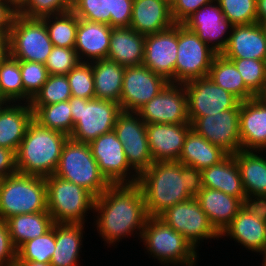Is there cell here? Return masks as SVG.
I'll return each mask as SVG.
<instances>
[{
    "mask_svg": "<svg viewBox=\"0 0 266 266\" xmlns=\"http://www.w3.org/2000/svg\"><path fill=\"white\" fill-rule=\"evenodd\" d=\"M182 24L194 31L217 54L225 49L233 27L216 0L200 7Z\"/></svg>",
    "mask_w": 266,
    "mask_h": 266,
    "instance_id": "obj_19",
    "label": "cell"
},
{
    "mask_svg": "<svg viewBox=\"0 0 266 266\" xmlns=\"http://www.w3.org/2000/svg\"><path fill=\"white\" fill-rule=\"evenodd\" d=\"M231 60L246 85V87L257 97L266 87V60L226 58Z\"/></svg>",
    "mask_w": 266,
    "mask_h": 266,
    "instance_id": "obj_41",
    "label": "cell"
},
{
    "mask_svg": "<svg viewBox=\"0 0 266 266\" xmlns=\"http://www.w3.org/2000/svg\"><path fill=\"white\" fill-rule=\"evenodd\" d=\"M114 131L122 142L130 167L138 175L154 163L148 144L146 124L137 112L122 111L116 119Z\"/></svg>",
    "mask_w": 266,
    "mask_h": 266,
    "instance_id": "obj_13",
    "label": "cell"
},
{
    "mask_svg": "<svg viewBox=\"0 0 266 266\" xmlns=\"http://www.w3.org/2000/svg\"><path fill=\"white\" fill-rule=\"evenodd\" d=\"M264 153L266 151L239 150L233 154L249 203H260L266 198V157H263Z\"/></svg>",
    "mask_w": 266,
    "mask_h": 266,
    "instance_id": "obj_27",
    "label": "cell"
},
{
    "mask_svg": "<svg viewBox=\"0 0 266 266\" xmlns=\"http://www.w3.org/2000/svg\"><path fill=\"white\" fill-rule=\"evenodd\" d=\"M94 213L93 225L108 247L128 236L140 240L149 217L142 190L137 183L111 184L95 198Z\"/></svg>",
    "mask_w": 266,
    "mask_h": 266,
    "instance_id": "obj_1",
    "label": "cell"
},
{
    "mask_svg": "<svg viewBox=\"0 0 266 266\" xmlns=\"http://www.w3.org/2000/svg\"><path fill=\"white\" fill-rule=\"evenodd\" d=\"M259 204L262 207V209L264 210L265 216H266V198H264Z\"/></svg>",
    "mask_w": 266,
    "mask_h": 266,
    "instance_id": "obj_57",
    "label": "cell"
},
{
    "mask_svg": "<svg viewBox=\"0 0 266 266\" xmlns=\"http://www.w3.org/2000/svg\"><path fill=\"white\" fill-rule=\"evenodd\" d=\"M16 172L15 153L10 149L0 147V180Z\"/></svg>",
    "mask_w": 266,
    "mask_h": 266,
    "instance_id": "obj_51",
    "label": "cell"
},
{
    "mask_svg": "<svg viewBox=\"0 0 266 266\" xmlns=\"http://www.w3.org/2000/svg\"><path fill=\"white\" fill-rule=\"evenodd\" d=\"M239 117L240 103L234 109L197 117L191 125L208 142L220 147L227 154H234L241 150Z\"/></svg>",
    "mask_w": 266,
    "mask_h": 266,
    "instance_id": "obj_17",
    "label": "cell"
},
{
    "mask_svg": "<svg viewBox=\"0 0 266 266\" xmlns=\"http://www.w3.org/2000/svg\"><path fill=\"white\" fill-rule=\"evenodd\" d=\"M226 236V237H225ZM259 255L266 248V216L259 203H246L220 234Z\"/></svg>",
    "mask_w": 266,
    "mask_h": 266,
    "instance_id": "obj_16",
    "label": "cell"
},
{
    "mask_svg": "<svg viewBox=\"0 0 266 266\" xmlns=\"http://www.w3.org/2000/svg\"><path fill=\"white\" fill-rule=\"evenodd\" d=\"M94 78L95 98L120 104L125 66L109 59L91 62Z\"/></svg>",
    "mask_w": 266,
    "mask_h": 266,
    "instance_id": "obj_34",
    "label": "cell"
},
{
    "mask_svg": "<svg viewBox=\"0 0 266 266\" xmlns=\"http://www.w3.org/2000/svg\"><path fill=\"white\" fill-rule=\"evenodd\" d=\"M17 13L18 11L7 0H0V38L5 42Z\"/></svg>",
    "mask_w": 266,
    "mask_h": 266,
    "instance_id": "obj_50",
    "label": "cell"
},
{
    "mask_svg": "<svg viewBox=\"0 0 266 266\" xmlns=\"http://www.w3.org/2000/svg\"><path fill=\"white\" fill-rule=\"evenodd\" d=\"M144 48V35L130 27H113L107 59L125 67L142 65Z\"/></svg>",
    "mask_w": 266,
    "mask_h": 266,
    "instance_id": "obj_31",
    "label": "cell"
},
{
    "mask_svg": "<svg viewBox=\"0 0 266 266\" xmlns=\"http://www.w3.org/2000/svg\"><path fill=\"white\" fill-rule=\"evenodd\" d=\"M18 61L24 88V103H30L47 81L49 74L43 63Z\"/></svg>",
    "mask_w": 266,
    "mask_h": 266,
    "instance_id": "obj_44",
    "label": "cell"
},
{
    "mask_svg": "<svg viewBox=\"0 0 266 266\" xmlns=\"http://www.w3.org/2000/svg\"><path fill=\"white\" fill-rule=\"evenodd\" d=\"M48 211L44 177L16 172L0 180V219Z\"/></svg>",
    "mask_w": 266,
    "mask_h": 266,
    "instance_id": "obj_5",
    "label": "cell"
},
{
    "mask_svg": "<svg viewBox=\"0 0 266 266\" xmlns=\"http://www.w3.org/2000/svg\"><path fill=\"white\" fill-rule=\"evenodd\" d=\"M47 28L53 46L74 48L78 17L72 12L41 18Z\"/></svg>",
    "mask_w": 266,
    "mask_h": 266,
    "instance_id": "obj_39",
    "label": "cell"
},
{
    "mask_svg": "<svg viewBox=\"0 0 266 266\" xmlns=\"http://www.w3.org/2000/svg\"><path fill=\"white\" fill-rule=\"evenodd\" d=\"M17 249L11 240L6 220L0 219V266H15Z\"/></svg>",
    "mask_w": 266,
    "mask_h": 266,
    "instance_id": "obj_49",
    "label": "cell"
},
{
    "mask_svg": "<svg viewBox=\"0 0 266 266\" xmlns=\"http://www.w3.org/2000/svg\"><path fill=\"white\" fill-rule=\"evenodd\" d=\"M177 48L175 83L184 84L208 76L217 53L183 24H178Z\"/></svg>",
    "mask_w": 266,
    "mask_h": 266,
    "instance_id": "obj_10",
    "label": "cell"
},
{
    "mask_svg": "<svg viewBox=\"0 0 266 266\" xmlns=\"http://www.w3.org/2000/svg\"><path fill=\"white\" fill-rule=\"evenodd\" d=\"M55 251V223L44 235L29 240L17 249L16 261L50 263Z\"/></svg>",
    "mask_w": 266,
    "mask_h": 266,
    "instance_id": "obj_40",
    "label": "cell"
},
{
    "mask_svg": "<svg viewBox=\"0 0 266 266\" xmlns=\"http://www.w3.org/2000/svg\"><path fill=\"white\" fill-rule=\"evenodd\" d=\"M52 48L53 43L42 19L16 14L6 42V51L12 57L45 64Z\"/></svg>",
    "mask_w": 266,
    "mask_h": 266,
    "instance_id": "obj_9",
    "label": "cell"
},
{
    "mask_svg": "<svg viewBox=\"0 0 266 266\" xmlns=\"http://www.w3.org/2000/svg\"><path fill=\"white\" fill-rule=\"evenodd\" d=\"M171 5L168 0H134L130 28L146 36L173 27Z\"/></svg>",
    "mask_w": 266,
    "mask_h": 266,
    "instance_id": "obj_25",
    "label": "cell"
},
{
    "mask_svg": "<svg viewBox=\"0 0 266 266\" xmlns=\"http://www.w3.org/2000/svg\"><path fill=\"white\" fill-rule=\"evenodd\" d=\"M224 16L235 25L257 23V0H216Z\"/></svg>",
    "mask_w": 266,
    "mask_h": 266,
    "instance_id": "obj_43",
    "label": "cell"
},
{
    "mask_svg": "<svg viewBox=\"0 0 266 266\" xmlns=\"http://www.w3.org/2000/svg\"><path fill=\"white\" fill-rule=\"evenodd\" d=\"M68 138L67 134L45 128L33 119L15 154L17 172L44 178L53 175Z\"/></svg>",
    "mask_w": 266,
    "mask_h": 266,
    "instance_id": "obj_3",
    "label": "cell"
},
{
    "mask_svg": "<svg viewBox=\"0 0 266 266\" xmlns=\"http://www.w3.org/2000/svg\"><path fill=\"white\" fill-rule=\"evenodd\" d=\"M260 255H262V257H263L261 265L266 266V248Z\"/></svg>",
    "mask_w": 266,
    "mask_h": 266,
    "instance_id": "obj_56",
    "label": "cell"
},
{
    "mask_svg": "<svg viewBox=\"0 0 266 266\" xmlns=\"http://www.w3.org/2000/svg\"><path fill=\"white\" fill-rule=\"evenodd\" d=\"M15 266H52L50 263L36 261H16Z\"/></svg>",
    "mask_w": 266,
    "mask_h": 266,
    "instance_id": "obj_53",
    "label": "cell"
},
{
    "mask_svg": "<svg viewBox=\"0 0 266 266\" xmlns=\"http://www.w3.org/2000/svg\"><path fill=\"white\" fill-rule=\"evenodd\" d=\"M178 24L145 36L143 65L155 74L175 83V64L178 51Z\"/></svg>",
    "mask_w": 266,
    "mask_h": 266,
    "instance_id": "obj_20",
    "label": "cell"
},
{
    "mask_svg": "<svg viewBox=\"0 0 266 266\" xmlns=\"http://www.w3.org/2000/svg\"><path fill=\"white\" fill-rule=\"evenodd\" d=\"M258 21H266V0H257Z\"/></svg>",
    "mask_w": 266,
    "mask_h": 266,
    "instance_id": "obj_52",
    "label": "cell"
},
{
    "mask_svg": "<svg viewBox=\"0 0 266 266\" xmlns=\"http://www.w3.org/2000/svg\"><path fill=\"white\" fill-rule=\"evenodd\" d=\"M137 184L142 190L148 216L195 198L203 188L201 170L177 161L154 162L142 172Z\"/></svg>",
    "mask_w": 266,
    "mask_h": 266,
    "instance_id": "obj_2",
    "label": "cell"
},
{
    "mask_svg": "<svg viewBox=\"0 0 266 266\" xmlns=\"http://www.w3.org/2000/svg\"><path fill=\"white\" fill-rule=\"evenodd\" d=\"M134 0H73L72 12L79 18L111 27H130Z\"/></svg>",
    "mask_w": 266,
    "mask_h": 266,
    "instance_id": "obj_21",
    "label": "cell"
},
{
    "mask_svg": "<svg viewBox=\"0 0 266 266\" xmlns=\"http://www.w3.org/2000/svg\"><path fill=\"white\" fill-rule=\"evenodd\" d=\"M66 76L71 88L72 97L95 98L91 62H79Z\"/></svg>",
    "mask_w": 266,
    "mask_h": 266,
    "instance_id": "obj_45",
    "label": "cell"
},
{
    "mask_svg": "<svg viewBox=\"0 0 266 266\" xmlns=\"http://www.w3.org/2000/svg\"><path fill=\"white\" fill-rule=\"evenodd\" d=\"M73 0H28L18 11L26 18H43L72 10Z\"/></svg>",
    "mask_w": 266,
    "mask_h": 266,
    "instance_id": "obj_46",
    "label": "cell"
},
{
    "mask_svg": "<svg viewBox=\"0 0 266 266\" xmlns=\"http://www.w3.org/2000/svg\"><path fill=\"white\" fill-rule=\"evenodd\" d=\"M112 28L107 24L78 18L74 49L80 62L107 58Z\"/></svg>",
    "mask_w": 266,
    "mask_h": 266,
    "instance_id": "obj_26",
    "label": "cell"
},
{
    "mask_svg": "<svg viewBox=\"0 0 266 266\" xmlns=\"http://www.w3.org/2000/svg\"><path fill=\"white\" fill-rule=\"evenodd\" d=\"M184 86L188 98L190 123L197 117L234 109L240 103L234 95L218 86L208 76L188 81Z\"/></svg>",
    "mask_w": 266,
    "mask_h": 266,
    "instance_id": "obj_14",
    "label": "cell"
},
{
    "mask_svg": "<svg viewBox=\"0 0 266 266\" xmlns=\"http://www.w3.org/2000/svg\"><path fill=\"white\" fill-rule=\"evenodd\" d=\"M6 52V42L0 38V57Z\"/></svg>",
    "mask_w": 266,
    "mask_h": 266,
    "instance_id": "obj_55",
    "label": "cell"
},
{
    "mask_svg": "<svg viewBox=\"0 0 266 266\" xmlns=\"http://www.w3.org/2000/svg\"><path fill=\"white\" fill-rule=\"evenodd\" d=\"M45 181L47 209L53 222L87 223V213L94 211L95 197L79 185L54 174L46 177Z\"/></svg>",
    "mask_w": 266,
    "mask_h": 266,
    "instance_id": "obj_8",
    "label": "cell"
},
{
    "mask_svg": "<svg viewBox=\"0 0 266 266\" xmlns=\"http://www.w3.org/2000/svg\"><path fill=\"white\" fill-rule=\"evenodd\" d=\"M169 82L142 65L127 66L123 76L120 106L122 111L137 112L158 95Z\"/></svg>",
    "mask_w": 266,
    "mask_h": 266,
    "instance_id": "obj_18",
    "label": "cell"
},
{
    "mask_svg": "<svg viewBox=\"0 0 266 266\" xmlns=\"http://www.w3.org/2000/svg\"><path fill=\"white\" fill-rule=\"evenodd\" d=\"M54 175L79 185L95 198L111 185L101 173L89 144L77 142L71 138H68L63 145Z\"/></svg>",
    "mask_w": 266,
    "mask_h": 266,
    "instance_id": "obj_6",
    "label": "cell"
},
{
    "mask_svg": "<svg viewBox=\"0 0 266 266\" xmlns=\"http://www.w3.org/2000/svg\"><path fill=\"white\" fill-rule=\"evenodd\" d=\"M260 97L266 101V87L264 89V92L260 95Z\"/></svg>",
    "mask_w": 266,
    "mask_h": 266,
    "instance_id": "obj_58",
    "label": "cell"
},
{
    "mask_svg": "<svg viewBox=\"0 0 266 266\" xmlns=\"http://www.w3.org/2000/svg\"><path fill=\"white\" fill-rule=\"evenodd\" d=\"M215 0H171V14L176 24H182L189 16L200 7Z\"/></svg>",
    "mask_w": 266,
    "mask_h": 266,
    "instance_id": "obj_48",
    "label": "cell"
},
{
    "mask_svg": "<svg viewBox=\"0 0 266 266\" xmlns=\"http://www.w3.org/2000/svg\"><path fill=\"white\" fill-rule=\"evenodd\" d=\"M69 104L74 124L69 138L86 144L114 130L116 119L122 112L119 103L98 98L71 97Z\"/></svg>",
    "mask_w": 266,
    "mask_h": 266,
    "instance_id": "obj_7",
    "label": "cell"
},
{
    "mask_svg": "<svg viewBox=\"0 0 266 266\" xmlns=\"http://www.w3.org/2000/svg\"><path fill=\"white\" fill-rule=\"evenodd\" d=\"M208 77L240 102L256 97L245 85L235 64L221 54H217L211 64Z\"/></svg>",
    "mask_w": 266,
    "mask_h": 266,
    "instance_id": "obj_36",
    "label": "cell"
},
{
    "mask_svg": "<svg viewBox=\"0 0 266 266\" xmlns=\"http://www.w3.org/2000/svg\"><path fill=\"white\" fill-rule=\"evenodd\" d=\"M191 128V123L146 124V134L153 161H178L185 137Z\"/></svg>",
    "mask_w": 266,
    "mask_h": 266,
    "instance_id": "obj_22",
    "label": "cell"
},
{
    "mask_svg": "<svg viewBox=\"0 0 266 266\" xmlns=\"http://www.w3.org/2000/svg\"><path fill=\"white\" fill-rule=\"evenodd\" d=\"M79 62L74 48L53 46L45 66L49 75H67Z\"/></svg>",
    "mask_w": 266,
    "mask_h": 266,
    "instance_id": "obj_47",
    "label": "cell"
},
{
    "mask_svg": "<svg viewBox=\"0 0 266 266\" xmlns=\"http://www.w3.org/2000/svg\"><path fill=\"white\" fill-rule=\"evenodd\" d=\"M140 242L150 257L165 266H196L198 251L158 216H149ZM157 259V260H156Z\"/></svg>",
    "mask_w": 266,
    "mask_h": 266,
    "instance_id": "obj_4",
    "label": "cell"
},
{
    "mask_svg": "<svg viewBox=\"0 0 266 266\" xmlns=\"http://www.w3.org/2000/svg\"><path fill=\"white\" fill-rule=\"evenodd\" d=\"M158 217L182 234L197 251L204 240L220 238L196 198L175 204Z\"/></svg>",
    "mask_w": 266,
    "mask_h": 266,
    "instance_id": "obj_11",
    "label": "cell"
},
{
    "mask_svg": "<svg viewBox=\"0 0 266 266\" xmlns=\"http://www.w3.org/2000/svg\"><path fill=\"white\" fill-rule=\"evenodd\" d=\"M30 107L33 110V119L41 126L71 135L74 124L69 101Z\"/></svg>",
    "mask_w": 266,
    "mask_h": 266,
    "instance_id": "obj_37",
    "label": "cell"
},
{
    "mask_svg": "<svg viewBox=\"0 0 266 266\" xmlns=\"http://www.w3.org/2000/svg\"><path fill=\"white\" fill-rule=\"evenodd\" d=\"M17 11H19L28 0H7Z\"/></svg>",
    "mask_w": 266,
    "mask_h": 266,
    "instance_id": "obj_54",
    "label": "cell"
},
{
    "mask_svg": "<svg viewBox=\"0 0 266 266\" xmlns=\"http://www.w3.org/2000/svg\"><path fill=\"white\" fill-rule=\"evenodd\" d=\"M71 88L66 75H49L40 91L30 101V105H50L69 101Z\"/></svg>",
    "mask_w": 266,
    "mask_h": 266,
    "instance_id": "obj_42",
    "label": "cell"
},
{
    "mask_svg": "<svg viewBox=\"0 0 266 266\" xmlns=\"http://www.w3.org/2000/svg\"><path fill=\"white\" fill-rule=\"evenodd\" d=\"M33 120L30 103L6 102L0 107V147L15 154L25 136L29 123Z\"/></svg>",
    "mask_w": 266,
    "mask_h": 266,
    "instance_id": "obj_28",
    "label": "cell"
},
{
    "mask_svg": "<svg viewBox=\"0 0 266 266\" xmlns=\"http://www.w3.org/2000/svg\"><path fill=\"white\" fill-rule=\"evenodd\" d=\"M6 223L16 249L25 242L44 235L54 224L48 211L15 215L6 219Z\"/></svg>",
    "mask_w": 266,
    "mask_h": 266,
    "instance_id": "obj_35",
    "label": "cell"
},
{
    "mask_svg": "<svg viewBox=\"0 0 266 266\" xmlns=\"http://www.w3.org/2000/svg\"><path fill=\"white\" fill-rule=\"evenodd\" d=\"M221 55L225 58L266 60L263 22L233 26Z\"/></svg>",
    "mask_w": 266,
    "mask_h": 266,
    "instance_id": "obj_24",
    "label": "cell"
},
{
    "mask_svg": "<svg viewBox=\"0 0 266 266\" xmlns=\"http://www.w3.org/2000/svg\"><path fill=\"white\" fill-rule=\"evenodd\" d=\"M0 95L6 102H24L19 61L7 51L0 57Z\"/></svg>",
    "mask_w": 266,
    "mask_h": 266,
    "instance_id": "obj_38",
    "label": "cell"
},
{
    "mask_svg": "<svg viewBox=\"0 0 266 266\" xmlns=\"http://www.w3.org/2000/svg\"><path fill=\"white\" fill-rule=\"evenodd\" d=\"M241 150H266V101L260 96L240 102Z\"/></svg>",
    "mask_w": 266,
    "mask_h": 266,
    "instance_id": "obj_23",
    "label": "cell"
},
{
    "mask_svg": "<svg viewBox=\"0 0 266 266\" xmlns=\"http://www.w3.org/2000/svg\"><path fill=\"white\" fill-rule=\"evenodd\" d=\"M202 210L206 213L211 225L221 234L231 223L244 202L220 190L203 187L195 197Z\"/></svg>",
    "mask_w": 266,
    "mask_h": 266,
    "instance_id": "obj_29",
    "label": "cell"
},
{
    "mask_svg": "<svg viewBox=\"0 0 266 266\" xmlns=\"http://www.w3.org/2000/svg\"><path fill=\"white\" fill-rule=\"evenodd\" d=\"M101 173L111 184H134L139 175L130 167L122 142L114 130L89 143Z\"/></svg>",
    "mask_w": 266,
    "mask_h": 266,
    "instance_id": "obj_12",
    "label": "cell"
},
{
    "mask_svg": "<svg viewBox=\"0 0 266 266\" xmlns=\"http://www.w3.org/2000/svg\"><path fill=\"white\" fill-rule=\"evenodd\" d=\"M227 155L224 150L211 144L191 128L185 137L183 149L177 162L203 170L218 164Z\"/></svg>",
    "mask_w": 266,
    "mask_h": 266,
    "instance_id": "obj_33",
    "label": "cell"
},
{
    "mask_svg": "<svg viewBox=\"0 0 266 266\" xmlns=\"http://www.w3.org/2000/svg\"><path fill=\"white\" fill-rule=\"evenodd\" d=\"M137 113L145 124L190 123L188 98L184 84L169 82L158 95L143 105Z\"/></svg>",
    "mask_w": 266,
    "mask_h": 266,
    "instance_id": "obj_15",
    "label": "cell"
},
{
    "mask_svg": "<svg viewBox=\"0 0 266 266\" xmlns=\"http://www.w3.org/2000/svg\"><path fill=\"white\" fill-rule=\"evenodd\" d=\"M6 103L4 98L0 95V107L3 106Z\"/></svg>",
    "mask_w": 266,
    "mask_h": 266,
    "instance_id": "obj_59",
    "label": "cell"
},
{
    "mask_svg": "<svg viewBox=\"0 0 266 266\" xmlns=\"http://www.w3.org/2000/svg\"><path fill=\"white\" fill-rule=\"evenodd\" d=\"M201 173L203 187L220 190L241 199L245 204L249 203L233 154H228L218 164L201 170Z\"/></svg>",
    "mask_w": 266,
    "mask_h": 266,
    "instance_id": "obj_30",
    "label": "cell"
},
{
    "mask_svg": "<svg viewBox=\"0 0 266 266\" xmlns=\"http://www.w3.org/2000/svg\"><path fill=\"white\" fill-rule=\"evenodd\" d=\"M84 226L82 223H55V251L50 262L52 266H80Z\"/></svg>",
    "mask_w": 266,
    "mask_h": 266,
    "instance_id": "obj_32",
    "label": "cell"
},
{
    "mask_svg": "<svg viewBox=\"0 0 266 266\" xmlns=\"http://www.w3.org/2000/svg\"><path fill=\"white\" fill-rule=\"evenodd\" d=\"M263 29H264V33H265V37H266V21L263 22Z\"/></svg>",
    "mask_w": 266,
    "mask_h": 266,
    "instance_id": "obj_60",
    "label": "cell"
}]
</instances>
